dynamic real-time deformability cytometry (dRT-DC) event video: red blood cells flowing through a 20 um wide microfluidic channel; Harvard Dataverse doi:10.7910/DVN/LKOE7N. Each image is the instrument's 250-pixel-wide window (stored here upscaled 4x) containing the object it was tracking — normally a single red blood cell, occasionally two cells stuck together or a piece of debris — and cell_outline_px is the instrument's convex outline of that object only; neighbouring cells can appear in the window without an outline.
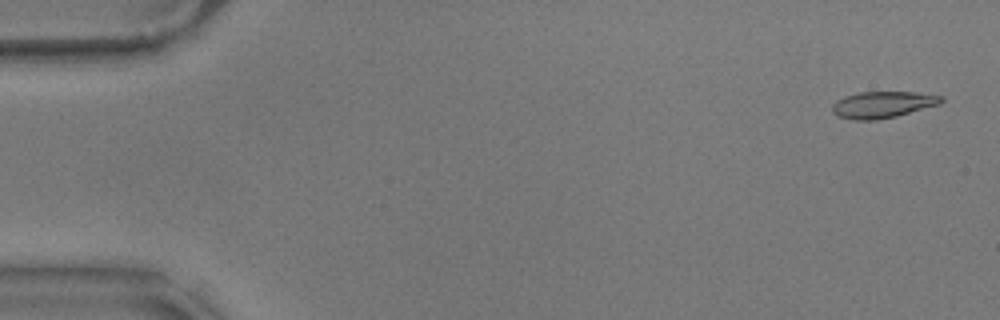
{"species": "common noctule bat (a hibernating species)", "species_latin": "Nyctalus noctula", "temperature_condition": "warm", "stored_images_in_passage": 57, "camera_frame_rate_fps": 3000, "um_per_image_px": 0.085, "animal": {"sex": "male", "body_mass_g": 17.9}, "frame": {"image": 1, "passage_image": 2, "time_ms": 0.333, "image_size_px": [1000, 320], "cell_outline_px": [[944, 100], [940, 104], [896, 116], [876, 120], [852, 120], [836, 116], [832, 112], [832, 104], [836, 100], [844, 96], [860, 92], [916, 92], [944, 96]], "centroid_in_image_um": [75.0, 8.89], "position_along_channel_um": 10.0, "area_um2": 16.99}}
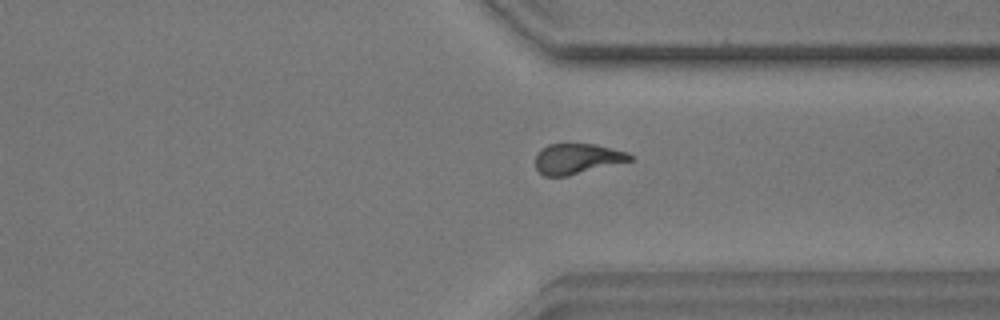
{"frame": {"image": 2, "passage_image": 43, "time_ms": 14.0, "image_size_px": [1000, 320], "cell_outline_px": [[636, 156], [632, 160], [564, 176], [544, 176], [536, 168], [536, 156], [540, 148], [548, 144], [596, 144], [628, 152]], "centroid_in_image_um": [49.07, 13.47], "position_along_channel_um": 362.3, "area_um2": 16.59}}
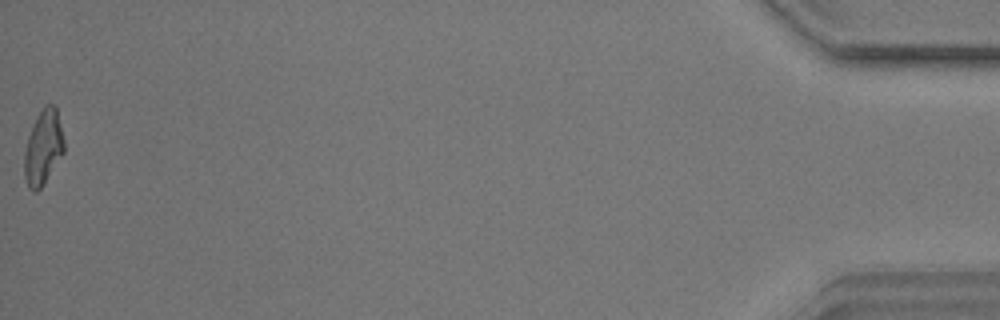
{"frame": {"image": 3, "passage_image": 57, "time_ms": 18.667, "image_size_px": [1000, 320], "cell_outline_px": [[64, 152], [44, 184], [36, 192], [28, 188], [24, 176], [24, 152], [28, 136], [36, 116], [44, 104], [56, 104], [64, 140]], "centroid_in_image_um": [3.67, 12.51], "position_along_channel_um": 431.5, "area_um2": 17.51}, "authors_computed_cell_mechanics": {"area_um2": 17.3978, "velocity_mm_per_s": 3.5516, "shape_relaxation_time_tau1_ms": 6.6013, "shape_relaxation_time_tau2_ms": 3.276, "deformation_change_tau1": 0.1997, "deformation_change_tau2": 0.1204}}